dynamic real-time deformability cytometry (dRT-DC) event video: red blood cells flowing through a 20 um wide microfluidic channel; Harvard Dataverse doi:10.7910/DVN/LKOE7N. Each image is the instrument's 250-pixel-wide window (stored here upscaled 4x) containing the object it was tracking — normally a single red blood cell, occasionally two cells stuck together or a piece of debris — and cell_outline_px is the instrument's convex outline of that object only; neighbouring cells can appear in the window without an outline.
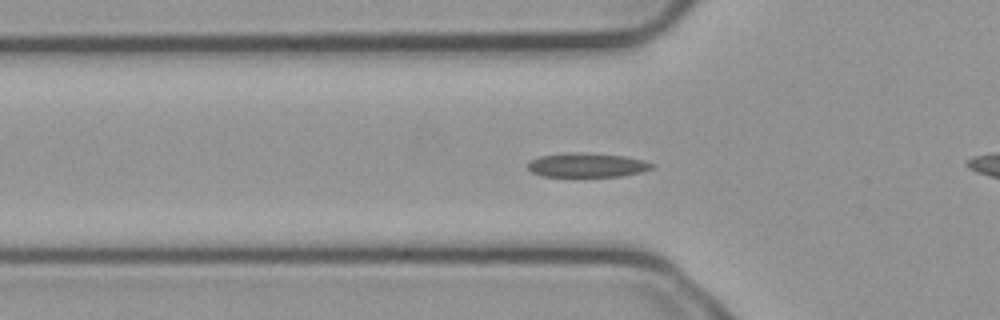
{"species": "common noctule bat (a hibernating species)", "species_latin": "Nyctalus noctula", "temperature_condition": "cold", "stored_images_in_passage": 47, "camera_frame_rate_fps": 3000, "um_per_image_px": 0.085, "animal": {"sex": "male", "body_mass_g": 23.1, "forearm_length_mm": 52.7}, "frame": {"image": 1, "passage_image": 9, "time_ms": 2.667, "image_size_px": [1000, 320], "cell_outline_px": [[656, 164], [652, 168], [640, 172], [624, 176], [540, 176], [532, 172], [528, 168], [528, 164], [532, 160], [540, 156], [564, 152], [584, 152], [624, 156]], "centroid_in_image_um": [49.88, 14.02], "position_along_channel_um": 75.9, "area_um2": 17.46}}
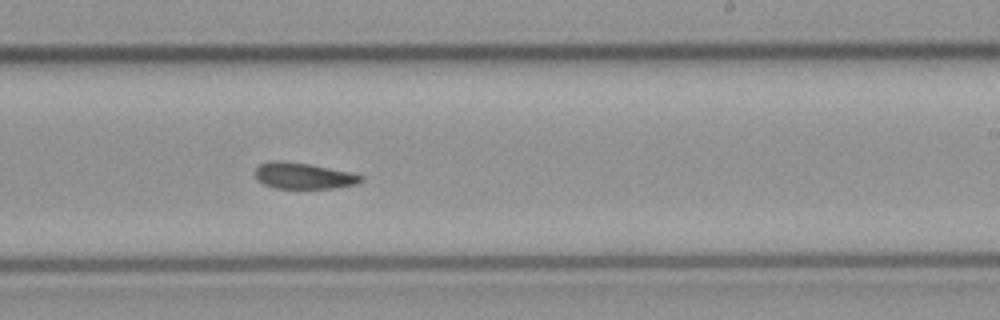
{"frame": {"image": 2, "passage_image": 24, "time_ms": 7.667, "image_size_px": [1000, 320], "cell_outline_px": [[364, 180], [356, 184], [336, 188], [276, 188], [264, 184], [256, 180], [256, 168], [260, 164], [268, 160], [280, 160], [308, 164], [352, 172], [364, 176]], "centroid_in_image_um": [25.81, 14.94], "position_along_channel_um": 263.2, "area_um2": 16.24}}
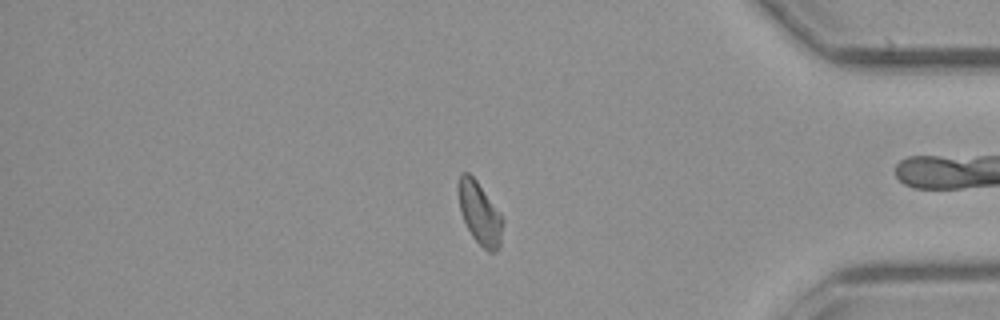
{"frame": {"image": 3, "passage_image": 37, "time_ms": 12.0, "image_size_px": [1000, 320], "cell_outline_px": [[504, 220], [500, 244], [496, 252], [488, 252], [472, 236], [460, 212], [456, 188], [456, 184], [460, 172], [468, 172], [476, 180]], "centroid_in_image_um": [40.73, 18.1], "position_along_channel_um": 394.5, "area_um2": 16.13}, "authors_computed_cell_mechanics": {"area_um2": 16.7042, "velocity_mm_per_s": 3.7247, "shape_relaxation_time_tau1_ms": null, "shape_relaxation_time_tau2_ms": 5.9484, "deformation_change_tau1": null, "deformation_change_tau2": 0.0796}}